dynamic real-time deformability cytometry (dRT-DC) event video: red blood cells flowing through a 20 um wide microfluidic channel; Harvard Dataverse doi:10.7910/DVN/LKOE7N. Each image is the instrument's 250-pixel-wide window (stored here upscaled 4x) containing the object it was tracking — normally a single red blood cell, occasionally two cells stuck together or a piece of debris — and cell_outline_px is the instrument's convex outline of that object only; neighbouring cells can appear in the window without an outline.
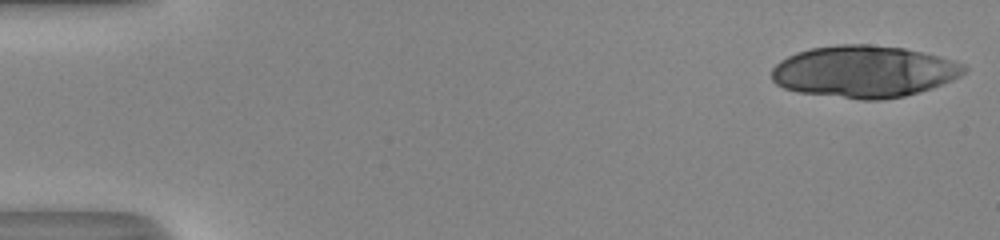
{"species": "human", "species_latin": "Homo sapiens", "temperature_condition": "room temperature", "stored_images_in_passage": 18, "camera_frame_rate_fps": 3000, "um_per_image_px": 0.085, "donor": {"sex": "male"}, "frame": {"image": 1, "passage_image": 1, "time_ms": 0.0, "image_size_px": [1000, 240], "cell_outline_px": [[968, 68], [960, 76], [952, 80], [932, 88], [904, 96], [880, 100], [860, 100], [796, 92], [784, 88], [776, 84], [772, 80], [772, 68], [780, 60], [796, 52], [812, 48], [840, 44], [868, 44], [904, 48], [924, 52], [956, 60], [964, 64]], "centroid_in_image_um": [73.45, 6.08], "position_along_channel_um": 11.6, "area_um2": 58.61}}